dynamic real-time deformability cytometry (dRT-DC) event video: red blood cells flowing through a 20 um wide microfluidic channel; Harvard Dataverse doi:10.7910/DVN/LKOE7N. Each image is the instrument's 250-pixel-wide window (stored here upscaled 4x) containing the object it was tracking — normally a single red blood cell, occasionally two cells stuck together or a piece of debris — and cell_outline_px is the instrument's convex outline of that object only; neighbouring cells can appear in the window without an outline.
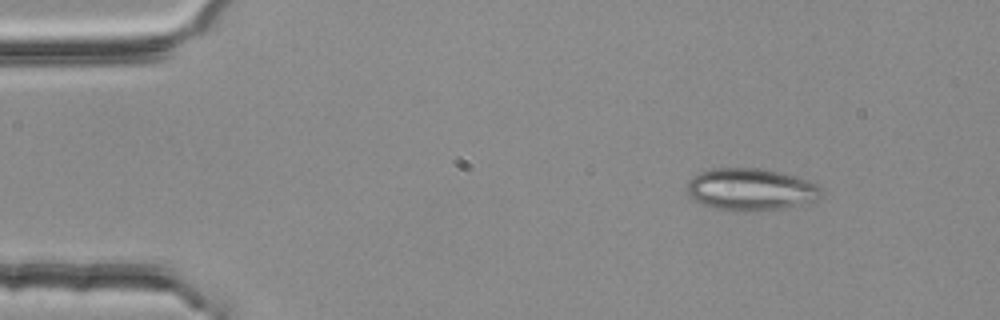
{"species": "common noctule bat (a hibernating species)", "species_latin": "Nyctalus noctula", "temperature_condition": "room temperature", "stored_images_in_passage": 48, "camera_frame_rate_fps": 3000, "um_per_image_px": 0.085, "animal": {"sex": "female", "body_mass_g": 25.1}, "frame": {"image": 1, "passage_image": 1, "time_ms": 0.0, "image_size_px": [1000, 320], "cell_outline_px": [[824, 192], [812, 204], [776, 208], [716, 208], [704, 204], [696, 200], [688, 192], [688, 184], [700, 172], [712, 168], [760, 168], [808, 180], [824, 188]], "centroid_in_image_um": [63.92, 16.06], "position_along_channel_um": 21.1, "area_um2": 31.73}}
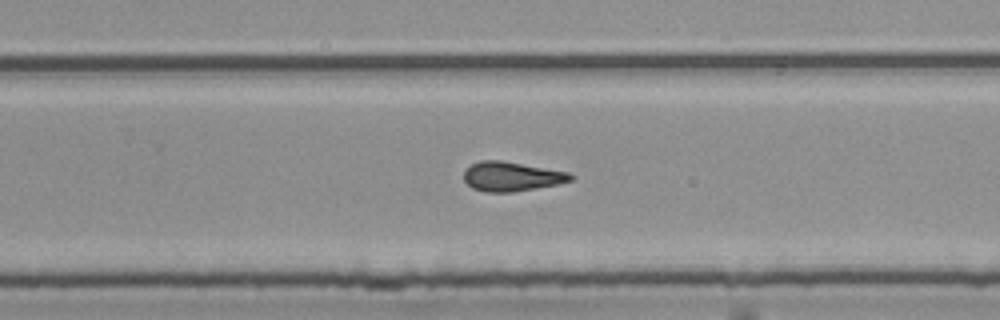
{"frame": {"image": 2, "passage_image": 29, "time_ms": 9.333, "image_size_px": [1000, 320], "cell_outline_px": [[576, 176], [572, 180], [556, 184], [536, 188], [512, 192], [484, 192], [472, 188], [464, 180], [464, 172], [472, 164], [480, 160], [500, 160], [568, 172]], "centroid_in_image_um": [43.47, 15.0], "position_along_channel_um": 286.3, "area_um2": 18.15}}
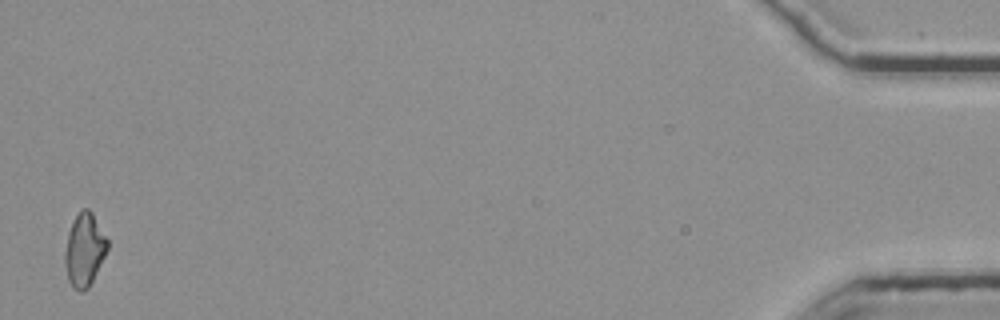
{"frame": {"image": 3, "passage_image": 48, "time_ms": 15.667, "image_size_px": [1000, 320], "cell_outline_px": [[108, 248], [88, 288], [80, 292], [72, 288], [68, 280], [64, 264], [64, 252], [68, 232], [80, 208], [88, 208], [92, 212], [108, 240]], "centroid_in_image_um": [7.15, 21.23], "position_along_channel_um": 428.0, "area_um2": 18.03}, "authors_computed_cell_mechanics": {"area_um2": 18.1781, "velocity_mm_per_s": 3.7602, "shape_relaxation_time_tau1_ms": null, "shape_relaxation_time_tau2_ms": 5.0529, "deformation_change_tau1": null, "deformation_change_tau2": 0.1595}}